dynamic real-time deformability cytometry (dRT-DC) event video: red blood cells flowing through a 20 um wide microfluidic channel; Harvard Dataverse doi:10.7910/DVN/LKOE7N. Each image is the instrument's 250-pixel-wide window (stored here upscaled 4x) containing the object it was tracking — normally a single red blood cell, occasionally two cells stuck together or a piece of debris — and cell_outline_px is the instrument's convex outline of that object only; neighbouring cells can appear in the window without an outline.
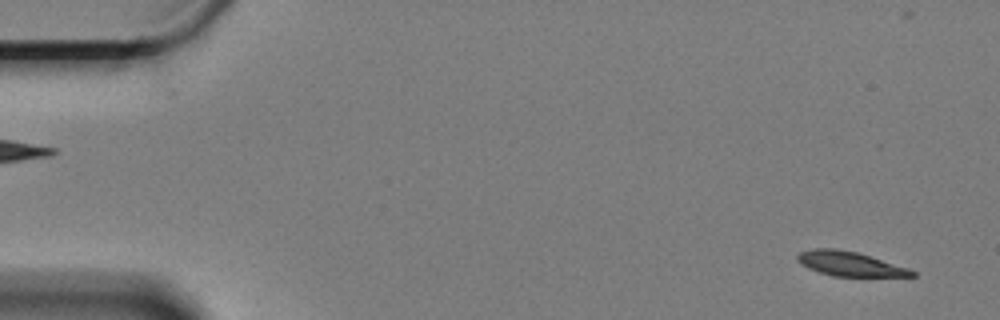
{"species": "Egyptian fruit bat (a non-hibernating species)", "species_latin": "Rousettus aegyptiacus", "temperature_condition": "cold", "stored_images_in_passage": 60, "camera_frame_rate_fps": 3000, "um_per_image_px": 0.085, "animal": {"sex": "female"}, "frame": {"image": 1, "passage_image": 3, "time_ms": 0.667, "image_size_px": [1000, 320], "cell_outline_px": [[916, 276], [832, 276], [808, 268], [800, 264], [796, 260], [796, 256], [800, 252], [812, 248], [832, 248], [856, 252], [908, 268], [916, 272]], "centroid_in_image_um": [72.17, 22.42], "position_along_channel_um": 12.8, "area_um2": 16.13}}
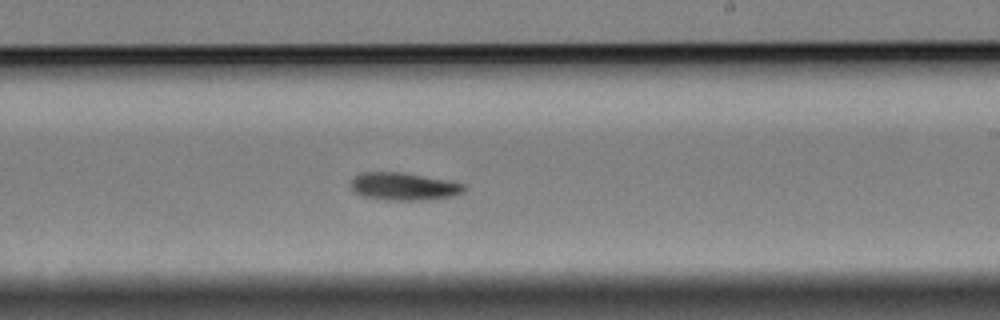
{"frame": {"image": 2, "passage_image": 36, "time_ms": 11.667, "image_size_px": [1000, 320], "cell_outline_px": [[464, 192], [456, 196], [432, 200], [388, 200], [364, 196], [356, 192], [352, 188], [352, 180], [360, 172], [404, 172], [464, 184]], "centroid_in_image_um": [34.36, 15.86], "position_along_channel_um": 254.6, "area_um2": 18.15}}
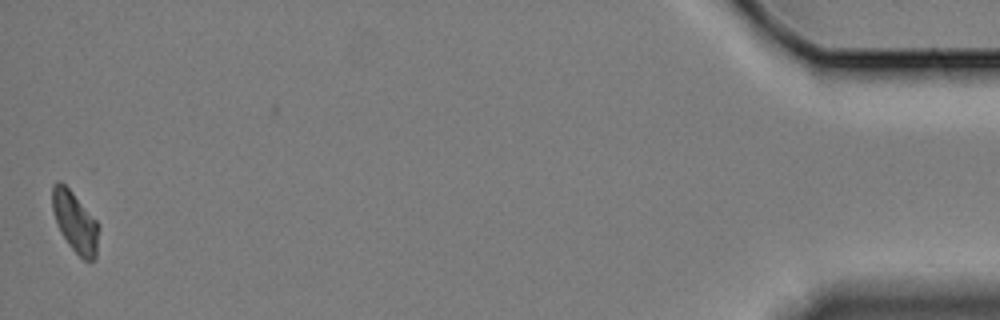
{"frame": {"image": 3, "passage_image": 60, "time_ms": 19.667, "image_size_px": [1000, 320], "cell_outline_px": [[100, 228], [96, 260], [84, 260], [68, 244], [60, 232], [56, 224], [52, 208], [52, 184], [56, 180], [60, 180], [72, 192], [100, 224]], "centroid_in_image_um": [6.39, 18.87], "position_along_channel_um": 428.8, "area_um2": 16.65}, "authors_computed_cell_mechanics": {"area_um2": 17.8891, "velocity_mm_per_s": 3.287, "shape_relaxation_time_tau1_ms": 3.1812, "shape_relaxation_time_tau2_ms": null, "deformation_change_tau1": 0.0984, "deformation_change_tau2": null}}